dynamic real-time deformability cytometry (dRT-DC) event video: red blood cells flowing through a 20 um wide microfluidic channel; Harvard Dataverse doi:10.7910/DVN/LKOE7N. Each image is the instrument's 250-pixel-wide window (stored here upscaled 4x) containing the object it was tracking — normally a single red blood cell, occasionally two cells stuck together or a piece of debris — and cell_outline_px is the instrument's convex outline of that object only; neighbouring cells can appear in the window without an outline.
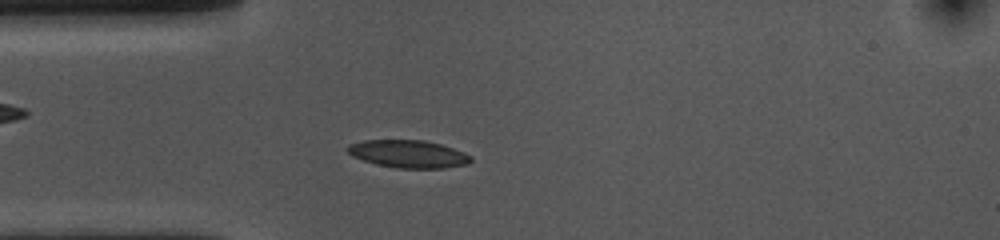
{"species": "common noctule bat (a hibernating species)", "species_latin": "Nyctalus noctula", "temperature_condition": "cold", "stored_images_in_passage": 47, "camera_frame_rate_fps": 3000, "um_per_image_px": 0.085, "animal": {"sex": "female", "body_mass_g": 10.0, "forearm_length_mm": 53.1}, "frame": {"image": 1, "passage_image": 11, "time_ms": 3.333, "image_size_px": [1000, 240], "cell_outline_px": [[472, 160], [468, 164], [444, 168], [396, 168], [376, 164], [352, 156], [344, 148], [348, 144], [364, 140], [424, 140], [440, 144], [464, 152], [472, 156]], "centroid_in_image_um": [34.69, 13.08], "position_along_channel_um": 50.3, "area_um2": 19.94}}
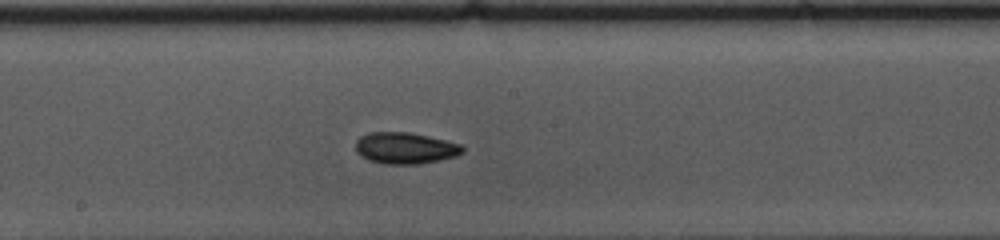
{"frame": {"image": 2, "passage_image": 25, "time_ms": 8.0, "image_size_px": [1000, 240], "cell_outline_px": [[464, 152], [456, 156], [440, 160], [420, 164], [384, 164], [368, 160], [360, 156], [356, 152], [356, 140], [360, 136], [368, 132], [408, 132], [428, 136], [460, 144], [464, 148]], "centroid_in_image_um": [34.42, 12.59], "position_along_channel_um": 213.8, "area_um2": 19.71}}
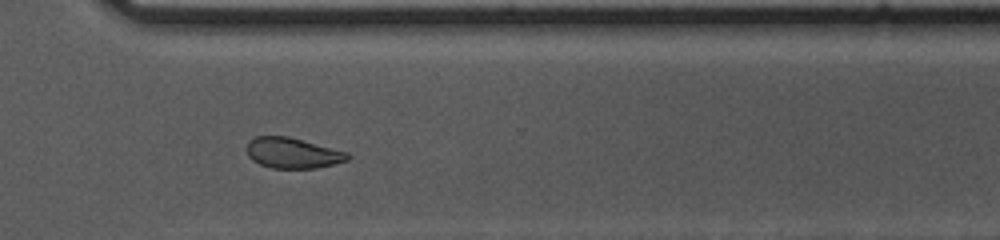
{"frame": {"image": 3, "passage_image": 36, "time_ms": 11.667, "image_size_px": [1000, 240], "cell_outline_px": [[352, 156], [348, 160], [316, 168], [272, 168], [260, 164], [252, 160], [248, 156], [248, 140], [256, 136], [288, 136], [348, 152]], "centroid_in_image_um": [24.88, 13.0], "position_along_channel_um": 345.7, "area_um2": 17.92}, "authors_computed_cell_mechanics": {"area_um2": 19.0162, "velocity_mm_per_s": 3.6177, "shape_relaxation_time_tau1_ms": 7.0645, "shape_relaxation_time_tau2_ms": 5.9949, "deformation_change_tau1": 0.1227, "deformation_change_tau2": 0.0962}}